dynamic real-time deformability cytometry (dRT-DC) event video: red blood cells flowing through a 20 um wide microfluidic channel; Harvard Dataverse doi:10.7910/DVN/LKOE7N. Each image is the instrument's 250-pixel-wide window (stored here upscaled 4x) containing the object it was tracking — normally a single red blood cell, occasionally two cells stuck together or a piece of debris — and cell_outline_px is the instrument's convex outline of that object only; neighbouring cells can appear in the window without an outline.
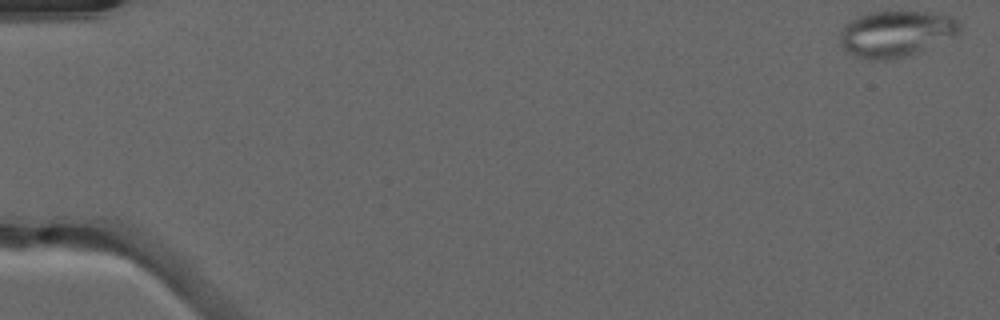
{"species": "common noctule bat (a hibernating species)", "species_latin": "Nyctalus noctula", "temperature_condition": "warm", "stored_images_in_passage": 17, "camera_frame_rate_fps": 3000, "um_per_image_px": 0.085, "animal": {"sex": "male", "forearm_length_mm": 52.5}, "frame": {"image": 1, "passage_image": 1, "time_ms": 0.0, "image_size_px": [1000, 320], "cell_outline_px": [[960, 32], [956, 36], [920, 52], [892, 60], [868, 60], [856, 56], [848, 52], [840, 44], [840, 32], [844, 24], [856, 16], [868, 12], [932, 12], [948, 16], [956, 20], [960, 24]], "centroid_in_image_um": [76.15, 2.88], "position_along_channel_um": 8.9, "area_um2": 32.48}}